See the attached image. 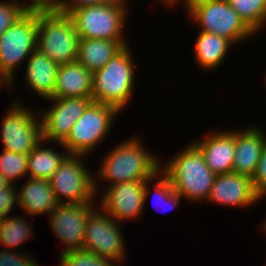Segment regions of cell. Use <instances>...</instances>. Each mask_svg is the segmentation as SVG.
<instances>
[{"label": "cell", "instance_id": "1", "mask_svg": "<svg viewBox=\"0 0 266 266\" xmlns=\"http://www.w3.org/2000/svg\"><path fill=\"white\" fill-rule=\"evenodd\" d=\"M144 147L138 136L116 145L105 155L94 176L101 178L102 182L108 181L110 185L152 179L159 173L161 163L155 154Z\"/></svg>", "mask_w": 266, "mask_h": 266}, {"label": "cell", "instance_id": "2", "mask_svg": "<svg viewBox=\"0 0 266 266\" xmlns=\"http://www.w3.org/2000/svg\"><path fill=\"white\" fill-rule=\"evenodd\" d=\"M162 165L160 171L182 198L190 202L208 200L216 174L192 142Z\"/></svg>", "mask_w": 266, "mask_h": 266}, {"label": "cell", "instance_id": "3", "mask_svg": "<svg viewBox=\"0 0 266 266\" xmlns=\"http://www.w3.org/2000/svg\"><path fill=\"white\" fill-rule=\"evenodd\" d=\"M129 45L93 73L92 101L114 107L119 113L133 96L135 63Z\"/></svg>", "mask_w": 266, "mask_h": 266}, {"label": "cell", "instance_id": "4", "mask_svg": "<svg viewBox=\"0 0 266 266\" xmlns=\"http://www.w3.org/2000/svg\"><path fill=\"white\" fill-rule=\"evenodd\" d=\"M184 9L200 31L224 37L234 46L256 35L227 0H188Z\"/></svg>", "mask_w": 266, "mask_h": 266}, {"label": "cell", "instance_id": "5", "mask_svg": "<svg viewBox=\"0 0 266 266\" xmlns=\"http://www.w3.org/2000/svg\"><path fill=\"white\" fill-rule=\"evenodd\" d=\"M79 39L68 13L38 14L37 49L54 63L64 65L76 62Z\"/></svg>", "mask_w": 266, "mask_h": 266}, {"label": "cell", "instance_id": "6", "mask_svg": "<svg viewBox=\"0 0 266 266\" xmlns=\"http://www.w3.org/2000/svg\"><path fill=\"white\" fill-rule=\"evenodd\" d=\"M119 112L110 105L91 101L71 128L67 138L58 145L69 154L90 155L107 137Z\"/></svg>", "mask_w": 266, "mask_h": 266}, {"label": "cell", "instance_id": "7", "mask_svg": "<svg viewBox=\"0 0 266 266\" xmlns=\"http://www.w3.org/2000/svg\"><path fill=\"white\" fill-rule=\"evenodd\" d=\"M127 7L126 3L88 5L72 9L68 14L80 39L125 40Z\"/></svg>", "mask_w": 266, "mask_h": 266}, {"label": "cell", "instance_id": "8", "mask_svg": "<svg viewBox=\"0 0 266 266\" xmlns=\"http://www.w3.org/2000/svg\"><path fill=\"white\" fill-rule=\"evenodd\" d=\"M38 15L23 14L0 35V76L13 87L17 65L37 49Z\"/></svg>", "mask_w": 266, "mask_h": 266}, {"label": "cell", "instance_id": "9", "mask_svg": "<svg viewBox=\"0 0 266 266\" xmlns=\"http://www.w3.org/2000/svg\"><path fill=\"white\" fill-rule=\"evenodd\" d=\"M86 157V155L68 154L49 179L59 203H85L96 200L99 182L93 172L91 174L86 169L83 159Z\"/></svg>", "mask_w": 266, "mask_h": 266}, {"label": "cell", "instance_id": "10", "mask_svg": "<svg viewBox=\"0 0 266 266\" xmlns=\"http://www.w3.org/2000/svg\"><path fill=\"white\" fill-rule=\"evenodd\" d=\"M22 104L13 102L2 117L0 136L4 150L29 154L42 140V123L39 110L35 112Z\"/></svg>", "mask_w": 266, "mask_h": 266}, {"label": "cell", "instance_id": "11", "mask_svg": "<svg viewBox=\"0 0 266 266\" xmlns=\"http://www.w3.org/2000/svg\"><path fill=\"white\" fill-rule=\"evenodd\" d=\"M99 208L98 205V209L95 208L88 217L82 249L108 257L120 265L126 258L121 225Z\"/></svg>", "mask_w": 266, "mask_h": 266}, {"label": "cell", "instance_id": "12", "mask_svg": "<svg viewBox=\"0 0 266 266\" xmlns=\"http://www.w3.org/2000/svg\"><path fill=\"white\" fill-rule=\"evenodd\" d=\"M152 179L147 181H129L108 185L102 192L99 207L108 213L117 222H124L141 217L144 206L150 195L148 185Z\"/></svg>", "mask_w": 266, "mask_h": 266}, {"label": "cell", "instance_id": "13", "mask_svg": "<svg viewBox=\"0 0 266 266\" xmlns=\"http://www.w3.org/2000/svg\"><path fill=\"white\" fill-rule=\"evenodd\" d=\"M96 202L59 203L48 215L51 230L66 247L60 255L82 249L88 217Z\"/></svg>", "mask_w": 266, "mask_h": 266}, {"label": "cell", "instance_id": "14", "mask_svg": "<svg viewBox=\"0 0 266 266\" xmlns=\"http://www.w3.org/2000/svg\"><path fill=\"white\" fill-rule=\"evenodd\" d=\"M52 107L39 110L42 123V139L47 142L62 143L71 128L81 117L92 98H49Z\"/></svg>", "mask_w": 266, "mask_h": 266}, {"label": "cell", "instance_id": "15", "mask_svg": "<svg viewBox=\"0 0 266 266\" xmlns=\"http://www.w3.org/2000/svg\"><path fill=\"white\" fill-rule=\"evenodd\" d=\"M251 177L228 173L216 175L207 202L229 207H245L261 201Z\"/></svg>", "mask_w": 266, "mask_h": 266}, {"label": "cell", "instance_id": "16", "mask_svg": "<svg viewBox=\"0 0 266 266\" xmlns=\"http://www.w3.org/2000/svg\"><path fill=\"white\" fill-rule=\"evenodd\" d=\"M209 134V135H208ZM206 134L202 140L192 141L200 150L205 163L216 174H228L233 172L235 153V130H224Z\"/></svg>", "mask_w": 266, "mask_h": 266}, {"label": "cell", "instance_id": "17", "mask_svg": "<svg viewBox=\"0 0 266 266\" xmlns=\"http://www.w3.org/2000/svg\"><path fill=\"white\" fill-rule=\"evenodd\" d=\"M261 129L250 125L245 130H235L233 173L251 178L254 175L266 142V135Z\"/></svg>", "mask_w": 266, "mask_h": 266}, {"label": "cell", "instance_id": "18", "mask_svg": "<svg viewBox=\"0 0 266 266\" xmlns=\"http://www.w3.org/2000/svg\"><path fill=\"white\" fill-rule=\"evenodd\" d=\"M58 67L48 56L35 49L28 57L25 68L24 80L28 88L46 101L54 98Z\"/></svg>", "mask_w": 266, "mask_h": 266}, {"label": "cell", "instance_id": "19", "mask_svg": "<svg viewBox=\"0 0 266 266\" xmlns=\"http://www.w3.org/2000/svg\"><path fill=\"white\" fill-rule=\"evenodd\" d=\"M27 180V181H26ZM25 183L17 190L18 206L30 216H47L59 204L52 190L50 181L27 177Z\"/></svg>", "mask_w": 266, "mask_h": 266}, {"label": "cell", "instance_id": "20", "mask_svg": "<svg viewBox=\"0 0 266 266\" xmlns=\"http://www.w3.org/2000/svg\"><path fill=\"white\" fill-rule=\"evenodd\" d=\"M93 73L76 62L59 65L54 98H92Z\"/></svg>", "mask_w": 266, "mask_h": 266}, {"label": "cell", "instance_id": "21", "mask_svg": "<svg viewBox=\"0 0 266 266\" xmlns=\"http://www.w3.org/2000/svg\"><path fill=\"white\" fill-rule=\"evenodd\" d=\"M127 40L79 39L77 62L92 73L127 46Z\"/></svg>", "mask_w": 266, "mask_h": 266}, {"label": "cell", "instance_id": "22", "mask_svg": "<svg viewBox=\"0 0 266 266\" xmlns=\"http://www.w3.org/2000/svg\"><path fill=\"white\" fill-rule=\"evenodd\" d=\"M233 45L224 37L200 31L193 48L195 60L202 69L216 70Z\"/></svg>", "mask_w": 266, "mask_h": 266}, {"label": "cell", "instance_id": "23", "mask_svg": "<svg viewBox=\"0 0 266 266\" xmlns=\"http://www.w3.org/2000/svg\"><path fill=\"white\" fill-rule=\"evenodd\" d=\"M45 140L28 154V177L49 180L59 168L61 162L69 154L67 151L59 153L53 148L45 147Z\"/></svg>", "mask_w": 266, "mask_h": 266}, {"label": "cell", "instance_id": "24", "mask_svg": "<svg viewBox=\"0 0 266 266\" xmlns=\"http://www.w3.org/2000/svg\"><path fill=\"white\" fill-rule=\"evenodd\" d=\"M27 216H7L3 218V224L1 228L0 234V243L10 250L12 248H18L19 245L28 238H32L33 233V225L27 222Z\"/></svg>", "mask_w": 266, "mask_h": 266}, {"label": "cell", "instance_id": "25", "mask_svg": "<svg viewBox=\"0 0 266 266\" xmlns=\"http://www.w3.org/2000/svg\"><path fill=\"white\" fill-rule=\"evenodd\" d=\"M227 1L255 33H258L259 31L265 28L264 26L266 25V0Z\"/></svg>", "mask_w": 266, "mask_h": 266}, {"label": "cell", "instance_id": "26", "mask_svg": "<svg viewBox=\"0 0 266 266\" xmlns=\"http://www.w3.org/2000/svg\"><path fill=\"white\" fill-rule=\"evenodd\" d=\"M152 182H156L152 186V189L154 188V194L151 195H153L152 200L155 201H153L155 204L153 205L156 207V209L158 207L159 212L162 210L163 212H168L169 210H173L176 206L180 204V200L182 197L176 191L173 190L169 179L161 171H159V173H157L152 178ZM158 205H160L161 207Z\"/></svg>", "mask_w": 266, "mask_h": 266}, {"label": "cell", "instance_id": "27", "mask_svg": "<svg viewBox=\"0 0 266 266\" xmlns=\"http://www.w3.org/2000/svg\"><path fill=\"white\" fill-rule=\"evenodd\" d=\"M0 173L10 183L23 176L28 177V154L3 150L0 154Z\"/></svg>", "mask_w": 266, "mask_h": 266}, {"label": "cell", "instance_id": "28", "mask_svg": "<svg viewBox=\"0 0 266 266\" xmlns=\"http://www.w3.org/2000/svg\"><path fill=\"white\" fill-rule=\"evenodd\" d=\"M59 258V266H116L114 260L84 249L70 251Z\"/></svg>", "mask_w": 266, "mask_h": 266}, {"label": "cell", "instance_id": "29", "mask_svg": "<svg viewBox=\"0 0 266 266\" xmlns=\"http://www.w3.org/2000/svg\"><path fill=\"white\" fill-rule=\"evenodd\" d=\"M1 250L0 266H39L28 254L17 253L13 251L14 249L6 250L5 247Z\"/></svg>", "mask_w": 266, "mask_h": 266}, {"label": "cell", "instance_id": "30", "mask_svg": "<svg viewBox=\"0 0 266 266\" xmlns=\"http://www.w3.org/2000/svg\"><path fill=\"white\" fill-rule=\"evenodd\" d=\"M255 191L262 199L266 197V142L261 152V157L252 176Z\"/></svg>", "mask_w": 266, "mask_h": 266}, {"label": "cell", "instance_id": "31", "mask_svg": "<svg viewBox=\"0 0 266 266\" xmlns=\"http://www.w3.org/2000/svg\"><path fill=\"white\" fill-rule=\"evenodd\" d=\"M14 184L0 190V217L5 218L10 216L11 211L18 204V194Z\"/></svg>", "mask_w": 266, "mask_h": 266}, {"label": "cell", "instance_id": "32", "mask_svg": "<svg viewBox=\"0 0 266 266\" xmlns=\"http://www.w3.org/2000/svg\"><path fill=\"white\" fill-rule=\"evenodd\" d=\"M29 1L25 3V14L38 15L46 13H55L60 11V0H29Z\"/></svg>", "mask_w": 266, "mask_h": 266}, {"label": "cell", "instance_id": "33", "mask_svg": "<svg viewBox=\"0 0 266 266\" xmlns=\"http://www.w3.org/2000/svg\"><path fill=\"white\" fill-rule=\"evenodd\" d=\"M22 15L23 13L17 8L0 3V35Z\"/></svg>", "mask_w": 266, "mask_h": 266}, {"label": "cell", "instance_id": "34", "mask_svg": "<svg viewBox=\"0 0 266 266\" xmlns=\"http://www.w3.org/2000/svg\"><path fill=\"white\" fill-rule=\"evenodd\" d=\"M128 0H60V11L69 13L72 9L88 5L127 3Z\"/></svg>", "mask_w": 266, "mask_h": 266}, {"label": "cell", "instance_id": "35", "mask_svg": "<svg viewBox=\"0 0 266 266\" xmlns=\"http://www.w3.org/2000/svg\"><path fill=\"white\" fill-rule=\"evenodd\" d=\"M20 1L19 0H6V1H1L0 0V3L2 4H5V5H8V6H12V7H15L17 8L18 10H20L23 14H25V3L26 1H22L21 3H19Z\"/></svg>", "mask_w": 266, "mask_h": 266}, {"label": "cell", "instance_id": "36", "mask_svg": "<svg viewBox=\"0 0 266 266\" xmlns=\"http://www.w3.org/2000/svg\"><path fill=\"white\" fill-rule=\"evenodd\" d=\"M159 2H161L162 4H165L167 7L169 6H176L175 4L177 5H180L179 3H182L183 2V5L182 6H186V3L188 0H158Z\"/></svg>", "mask_w": 266, "mask_h": 266}, {"label": "cell", "instance_id": "37", "mask_svg": "<svg viewBox=\"0 0 266 266\" xmlns=\"http://www.w3.org/2000/svg\"><path fill=\"white\" fill-rule=\"evenodd\" d=\"M10 185V183L4 178V176L0 173V190L6 188Z\"/></svg>", "mask_w": 266, "mask_h": 266}, {"label": "cell", "instance_id": "38", "mask_svg": "<svg viewBox=\"0 0 266 266\" xmlns=\"http://www.w3.org/2000/svg\"><path fill=\"white\" fill-rule=\"evenodd\" d=\"M3 84L8 86V83L0 76V88L2 87Z\"/></svg>", "mask_w": 266, "mask_h": 266}, {"label": "cell", "instance_id": "39", "mask_svg": "<svg viewBox=\"0 0 266 266\" xmlns=\"http://www.w3.org/2000/svg\"><path fill=\"white\" fill-rule=\"evenodd\" d=\"M262 227V229L265 231V233H266V219H265V221H263V226H261Z\"/></svg>", "mask_w": 266, "mask_h": 266}, {"label": "cell", "instance_id": "40", "mask_svg": "<svg viewBox=\"0 0 266 266\" xmlns=\"http://www.w3.org/2000/svg\"><path fill=\"white\" fill-rule=\"evenodd\" d=\"M2 224H3V218L0 217V234H1Z\"/></svg>", "mask_w": 266, "mask_h": 266}]
</instances>
